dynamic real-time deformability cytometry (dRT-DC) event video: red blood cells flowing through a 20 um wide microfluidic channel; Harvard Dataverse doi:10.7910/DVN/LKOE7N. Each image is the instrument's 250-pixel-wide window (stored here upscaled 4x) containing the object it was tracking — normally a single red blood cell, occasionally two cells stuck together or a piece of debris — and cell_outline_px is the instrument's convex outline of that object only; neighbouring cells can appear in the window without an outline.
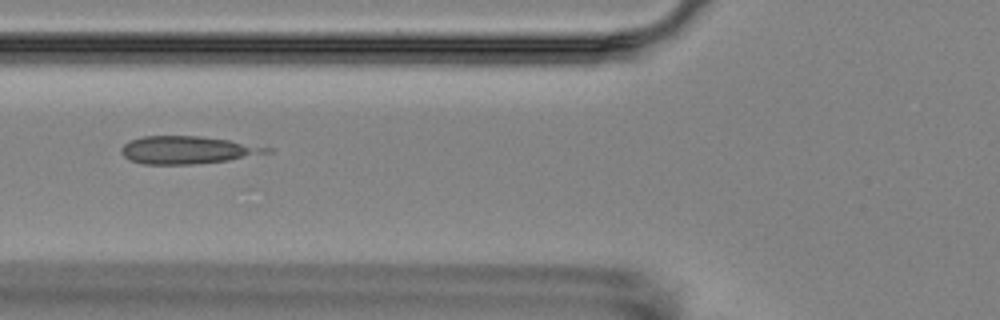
{"species": "Egyptian fruit bat (a non-hibernating species)", "species_latin": "Rousettus aegyptiacus", "temperature_condition": "room temperature", "stored_images_in_passage": 7, "camera_frame_rate_fps": 3000, "um_per_image_px": 0.085, "animal": {"sex": "female"}, "frame": {"image": 1, "passage_image": 6, "time_ms": 6.667, "image_size_px": [1000, 320], "cell_outline_px": [[248, 152], [240, 156], [228, 160], [192, 164], [144, 164], [132, 160], [124, 156], [120, 152], [120, 148], [128, 140], [144, 136], [200, 136], [228, 140], [240, 144], [248, 148]], "centroid_in_image_um": [15.37, 12.74], "position_along_channel_um": 110.4, "area_um2": 21.27}}